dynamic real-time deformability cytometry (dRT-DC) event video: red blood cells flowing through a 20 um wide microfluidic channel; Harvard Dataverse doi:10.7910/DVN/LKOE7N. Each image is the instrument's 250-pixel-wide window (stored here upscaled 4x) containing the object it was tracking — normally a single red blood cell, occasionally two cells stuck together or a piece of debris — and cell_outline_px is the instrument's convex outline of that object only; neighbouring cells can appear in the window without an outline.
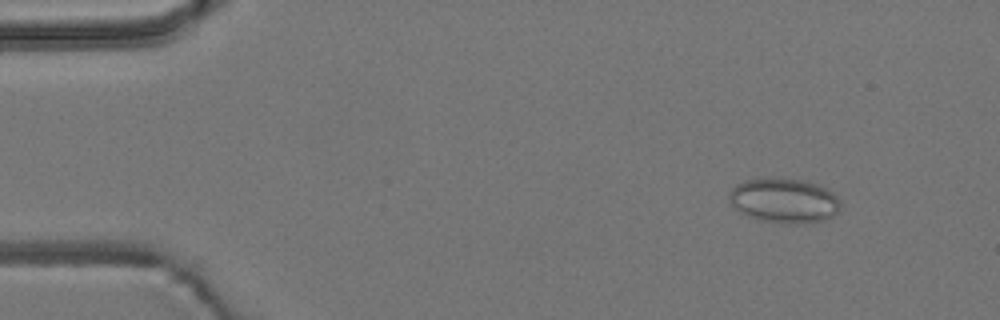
{"species": "common noctule bat (a hibernating species)", "species_latin": "Nyctalus noctula", "temperature_condition": "room temperature", "stored_images_in_passage": 54, "camera_frame_rate_fps": 3000, "um_per_image_px": 0.085, "animal": {"sex": "male", "body_mass_g": 19.2, "forearm_length_mm": 51.8}, "frame": {"image": 1, "passage_image": 6, "time_ms": 1.667, "image_size_px": [1000, 320], "cell_outline_px": [[840, 204], [836, 212], [832, 216], [824, 220], [796, 224], [788, 224], [760, 220], [748, 216], [736, 208], [732, 204], [732, 188], [736, 184], [748, 180], [800, 180], [816, 184], [832, 192], [840, 200]], "centroid_in_image_um": [66.69, 17.09], "position_along_channel_um": 18.3, "area_um2": 27.92}}
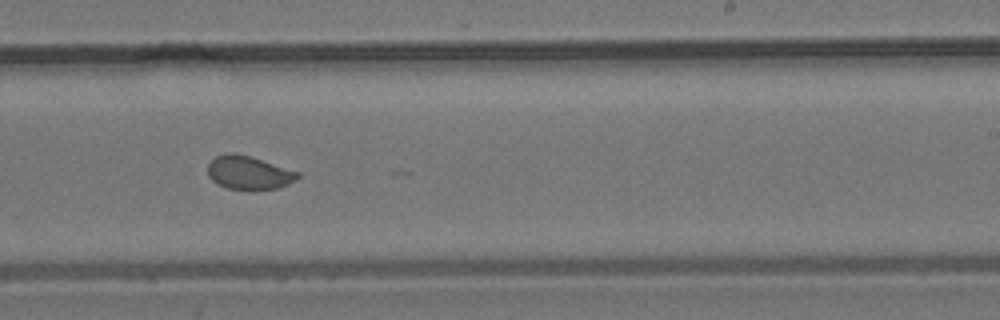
{"frame": {"image": 2, "passage_image": 33, "time_ms": 10.667, "image_size_px": [1000, 320], "cell_outline_px": [[300, 176], [288, 184], [276, 188], [228, 188], [212, 180], [208, 176], [208, 164], [216, 156], [228, 152], [236, 152], [252, 156], [300, 172]], "centroid_in_image_um": [21.15, 14.63], "position_along_channel_um": 267.9, "area_um2": 17.28}}
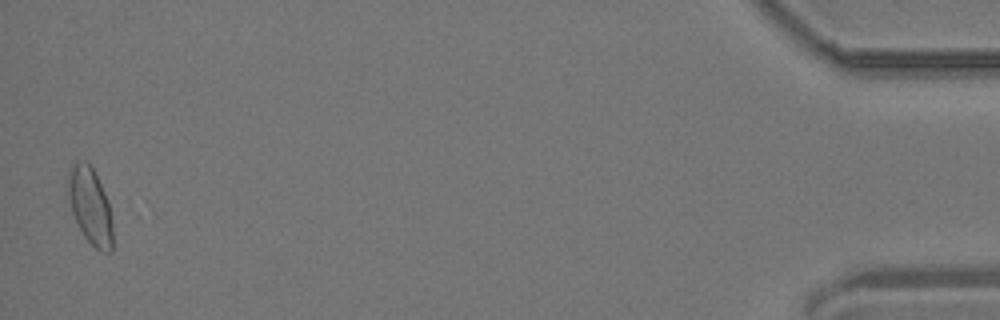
{"frame": {"image": 3, "passage_image": 53, "time_ms": 17.333, "image_size_px": [1000, 320], "cell_outline_px": [[112, 252], [100, 252], [84, 236], [72, 212], [68, 196], [68, 172], [72, 164], [76, 160], [88, 160], [104, 192], [108, 204], [112, 224]], "centroid_in_image_um": [7.65, 17.48], "position_along_channel_um": 427.5, "area_um2": 19.71}, "authors_computed_cell_mechanics": {"area_um2": 18.6405, "velocity_mm_per_s": 3.8239, "shape_relaxation_time_tau1_ms": null, "shape_relaxation_time_tau2_ms": 0.6701, "deformation_change_tau1": null, "deformation_change_tau2": 0.0389}}